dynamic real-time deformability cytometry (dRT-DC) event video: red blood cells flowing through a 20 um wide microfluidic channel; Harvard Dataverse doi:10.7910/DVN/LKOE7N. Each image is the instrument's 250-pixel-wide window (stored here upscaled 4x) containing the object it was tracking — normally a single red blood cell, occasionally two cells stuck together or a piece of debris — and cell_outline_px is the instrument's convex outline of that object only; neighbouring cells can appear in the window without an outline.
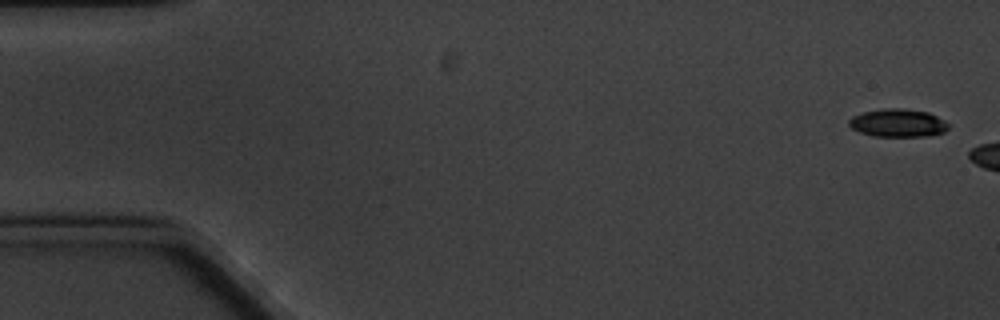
{"species": "common noctule bat (a hibernating species)", "species_latin": "Nyctalus noctula", "temperature_condition": "cold", "stored_images_in_passage": 3, "camera_frame_rate_fps": 3000, "um_per_image_px": 0.085, "animal": {"sex": "male", "body_mass_g": 20.1, "forearm_length_mm": 53.5}, "frame": {"image": 1, "passage_image": 1, "time_ms": 0.0, "image_size_px": [1000, 320], "cell_outline_px": [[948, 128], [944, 132], [928, 136], [876, 136], [860, 132], [852, 128], [848, 124], [848, 120], [852, 116], [864, 112], [884, 108], [904, 108], [928, 112], [944, 120], [948, 124]], "centroid_in_image_um": [76.32, 10.44], "position_along_channel_um": 8.7, "area_um2": 16.18}}